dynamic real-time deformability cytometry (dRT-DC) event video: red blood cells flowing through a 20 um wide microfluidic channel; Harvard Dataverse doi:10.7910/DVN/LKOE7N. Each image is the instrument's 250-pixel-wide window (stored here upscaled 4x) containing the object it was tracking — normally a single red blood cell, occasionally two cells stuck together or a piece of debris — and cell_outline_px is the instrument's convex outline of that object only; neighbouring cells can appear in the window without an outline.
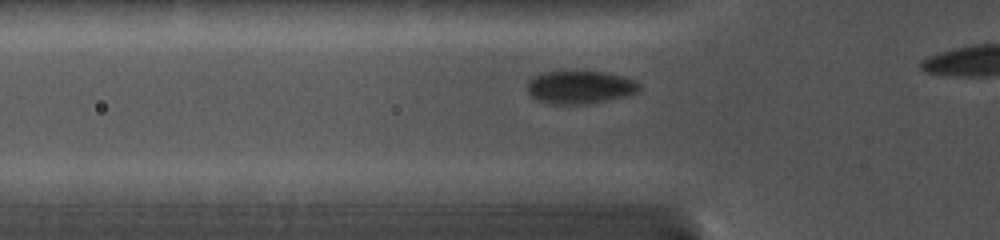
{"species": "common noctule bat (a hibernating species)", "species_latin": "Nyctalus noctula", "temperature_condition": "cold", "stored_images_in_passage": 9, "camera_frame_rate_fps": 5000, "um_per_image_px": 0.085, "animal": {"sex": "female", "body_mass_g": 19.0, "forearm_length_mm": 56.7}, "frame": {"image": 1, "passage_image": 2, "time_ms": 0.2, "image_size_px": [1000, 240], "cell_outline_px": [[640, 88], [636, 92], [624, 96], [588, 104], [548, 104], [536, 100], [528, 96], [528, 80], [532, 76], [544, 72], [604, 72], [624, 76], [636, 80], [640, 84]], "centroid_in_image_um": [49.26, 7.42], "position_along_channel_um": 76.5, "area_um2": 21.62}}
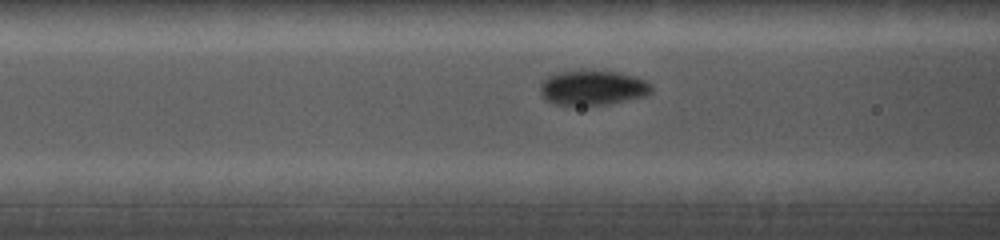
{"frame": {"image": 2, "passage_image": 6, "time_ms": 1.2, "image_size_px": [1000, 240], "cell_outline_px": [[652, 92], [648, 96], [608, 104], [572, 108], [552, 104], [540, 96], [540, 84], [552, 72], [580, 68], [584, 68], [616, 72], [636, 76], [652, 84]], "centroid_in_image_um": [50.31, 7.46], "position_along_channel_um": 116.3, "area_um2": 24.16}}